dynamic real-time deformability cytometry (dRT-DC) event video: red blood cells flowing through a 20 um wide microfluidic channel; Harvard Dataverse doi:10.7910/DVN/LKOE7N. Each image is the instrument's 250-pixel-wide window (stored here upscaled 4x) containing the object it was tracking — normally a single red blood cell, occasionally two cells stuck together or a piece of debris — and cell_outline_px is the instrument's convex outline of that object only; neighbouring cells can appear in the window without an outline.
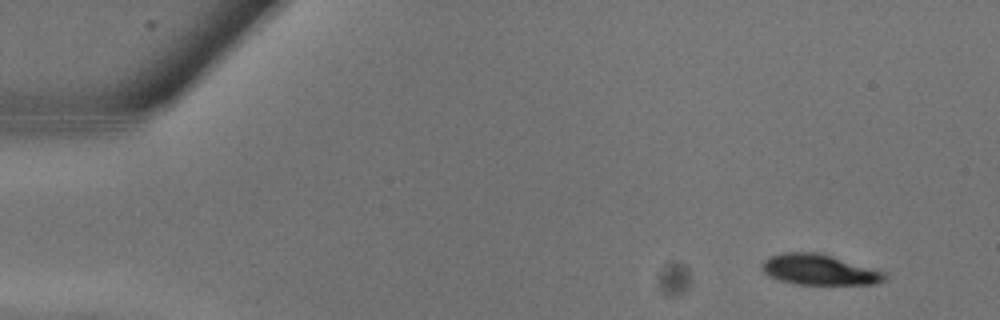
{"species": "common noctule bat (a hibernating species)", "species_latin": "Nyctalus noctula", "temperature_condition": "warm", "stored_images_in_passage": 11, "camera_frame_rate_fps": 3000, "um_per_image_px": 0.085, "animal": {"sex": "male", "body_mass_g": 13.3}, "frame": {"image": 1, "passage_image": 2, "time_ms": 0.333, "image_size_px": [1000, 320], "cell_outline_px": [[888, 276], [884, 280], [876, 284], [796, 284], [780, 280], [768, 276], [760, 268], [760, 264], [768, 256], [784, 252], [820, 252], [888, 272]], "centroid_in_image_um": [69.64, 22.91], "position_along_channel_um": 15.4, "area_um2": 22.25}}
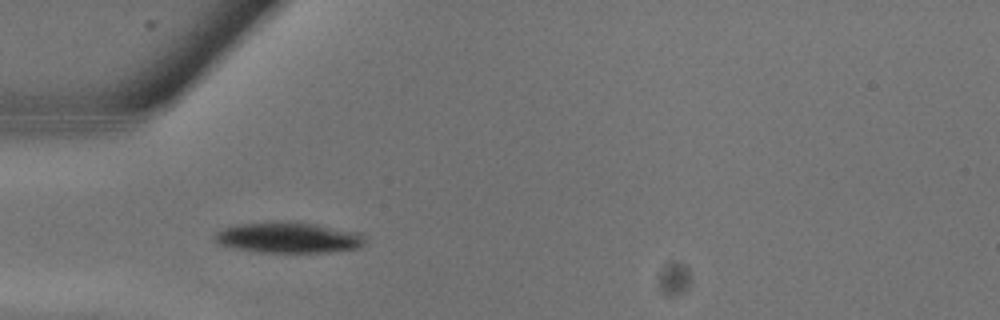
{"frame": {"image": 2, "passage_image": 8, "time_ms": 2.333, "image_size_px": [1000, 320], "cell_outline_px": [[368, 240], [360, 248], [324, 252], [256, 252], [232, 248], [216, 244], [212, 240], [212, 236], [216, 232], [224, 228], [240, 224], [284, 220], [296, 220], [360, 232], [368, 236]], "centroid_in_image_um": [24.53, 20.18], "position_along_channel_um": 60.5, "area_um2": 27.86}}